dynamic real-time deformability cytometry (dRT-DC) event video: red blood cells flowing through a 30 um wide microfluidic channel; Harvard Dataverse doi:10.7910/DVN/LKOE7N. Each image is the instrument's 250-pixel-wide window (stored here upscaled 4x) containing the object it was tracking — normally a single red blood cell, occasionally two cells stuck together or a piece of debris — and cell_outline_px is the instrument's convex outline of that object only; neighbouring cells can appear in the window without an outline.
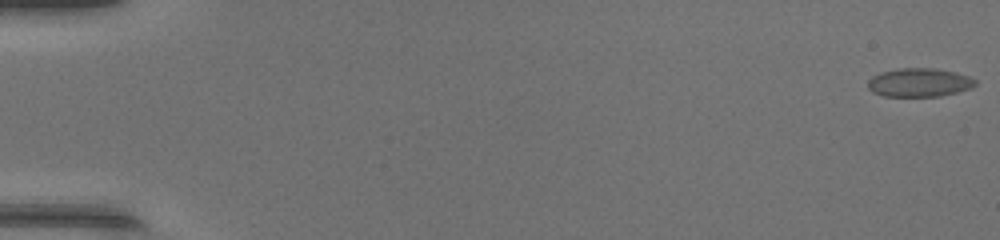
{"species": "common noctule bat (a hibernating species)", "species_latin": "Nyctalus noctula", "temperature_condition": "warm", "stored_images_in_passage": 49, "camera_frame_rate_fps": 3000, "um_per_image_px": 0.085, "animal": {"sex": "female", "body_mass_g": 17.0, "forearm_length_mm": 48.0}, "frame": {"image": 1, "passage_image": 1, "time_ms": 0.0, "image_size_px": [1000, 240], "cell_outline_px": [[976, 84], [972, 88], [940, 96], [884, 96], [872, 92], [868, 88], [868, 80], [872, 76], [880, 72], [896, 68], [936, 68], [956, 72], [968, 76], [976, 80]], "centroid_in_image_um": [78.12, 7.0], "position_along_channel_um": 6.9, "area_um2": 18.03}}
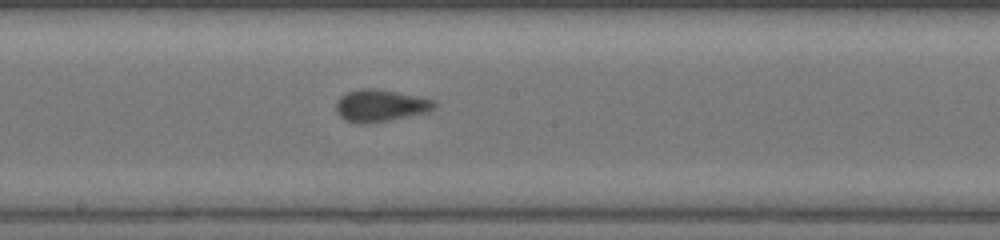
{"frame": {"image": 2, "passage_image": 28, "time_ms": 9.0, "image_size_px": [1000, 240], "cell_outline_px": [[436, 108], [428, 112], [368, 124], [360, 124], [348, 120], [340, 116], [336, 112], [336, 100], [340, 96], [348, 92], [360, 88], [376, 88], [436, 100]], "centroid_in_image_um": [32.33, 8.97], "position_along_channel_um": 215.9, "area_um2": 18.38}}
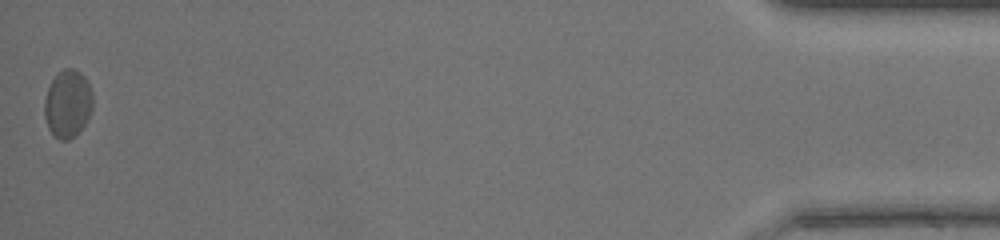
{"frame": {"image": 3, "passage_image": 49, "time_ms": 16.0, "image_size_px": [1000, 240], "cell_outline_px": [[92, 108], [84, 124], [68, 140], [60, 140], [48, 128], [44, 116], [44, 100], [48, 88], [52, 80], [64, 68], [72, 68], [80, 72], [84, 76], [92, 92]], "centroid_in_image_um": [5.74, 8.79], "position_along_channel_um": 429.5, "area_um2": 18.67}, "authors_computed_cell_mechanics": {"area_um2": 17.5712, "velocity_mm_per_s": 4.3633, "shape_relaxation_time_tau1_ms": 7.2769, "shape_relaxation_time_tau2_ms": null, "deformation_change_tau1": 0.162, "deformation_change_tau2": null}}